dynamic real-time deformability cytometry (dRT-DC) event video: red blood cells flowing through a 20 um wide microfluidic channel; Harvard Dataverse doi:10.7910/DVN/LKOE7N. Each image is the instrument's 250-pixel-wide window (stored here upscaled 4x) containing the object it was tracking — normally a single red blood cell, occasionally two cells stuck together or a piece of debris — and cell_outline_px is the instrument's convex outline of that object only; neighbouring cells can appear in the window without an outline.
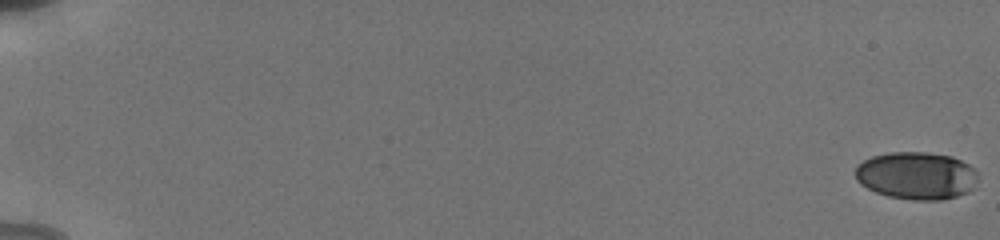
{"species": "human", "species_latin": "Homo sapiens", "temperature_condition": "cold", "stored_images_in_passage": 42, "camera_frame_rate_fps": 3000, "um_per_image_px": 0.085, "donor": {"sex": "male"}, "frame": {"image": 1, "passage_image": 1, "time_ms": 0.0, "image_size_px": [1000, 240], "cell_outline_px": [[976, 176], [968, 192], [956, 196], [940, 200], [912, 200], [888, 196], [876, 192], [860, 184], [856, 180], [856, 168], [864, 160], [872, 156], [892, 152], [928, 152], [952, 156], [968, 164], [976, 172]], "centroid_in_image_um": [77.86, 14.92], "position_along_channel_um": 7.1, "area_um2": 33.64}}
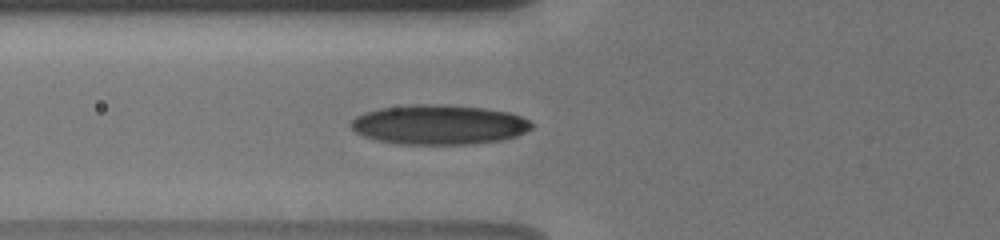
{"frame": {"image": 2, "passage_image": 32, "time_ms": 7.667, "image_size_px": [1000, 240], "cell_outline_px": [[532, 128], [516, 136], [500, 140], [472, 144], [396, 144], [376, 140], [364, 136], [356, 132], [348, 124], [356, 116], [364, 112], [380, 108], [416, 104], [436, 104], [484, 108], [508, 112], [520, 116], [528, 120], [532, 124]], "centroid_in_image_um": [37.27, 10.6], "position_along_channel_um": 88.5, "area_um2": 41.73}}
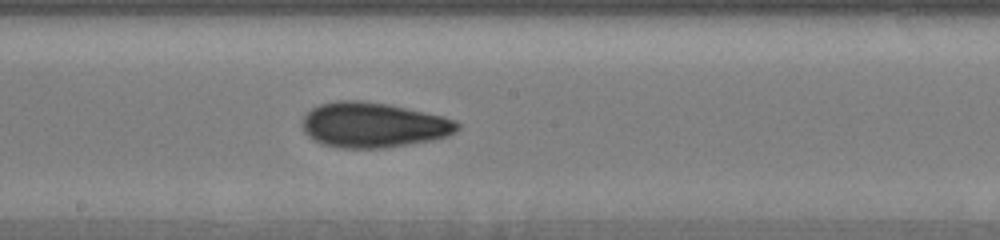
{"frame": {"image": 3, "passage_image": 42, "time_ms": 11.0, "image_size_px": [1000, 240], "cell_outline_px": [[460, 128], [456, 132], [448, 136], [432, 140], [384, 148], [340, 148], [320, 144], [312, 140], [304, 132], [300, 120], [312, 108], [320, 104], [336, 100], [360, 100], [388, 104], [444, 116], [456, 120], [460, 124]], "centroid_in_image_um": [31.72, 10.62], "position_along_channel_um": 216.5, "area_um2": 41.21}}